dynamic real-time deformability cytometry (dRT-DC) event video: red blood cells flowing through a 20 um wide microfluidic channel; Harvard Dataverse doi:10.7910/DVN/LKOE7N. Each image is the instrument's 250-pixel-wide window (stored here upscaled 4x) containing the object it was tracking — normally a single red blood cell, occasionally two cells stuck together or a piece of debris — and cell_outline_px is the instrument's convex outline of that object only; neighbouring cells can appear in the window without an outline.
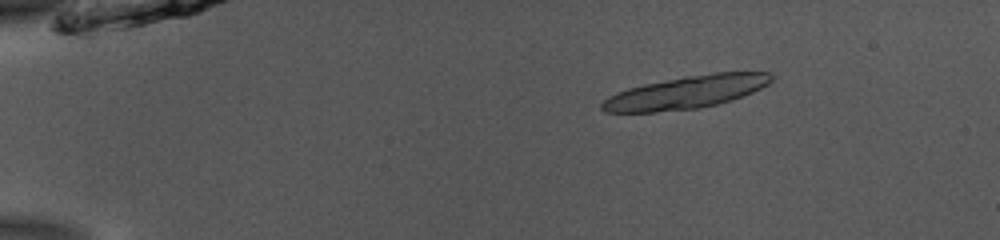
{"species": "common noctule bat (a hibernating species)", "species_latin": "Nyctalus noctula", "temperature_condition": "room temperature", "stored_images_in_passage": 23, "camera_frame_rate_fps": 3000, "um_per_image_px": 0.085, "animal": {"sex": "male", "body_mass_g": 13.0, "forearm_length_mm": 53.1}, "frame": {"image": 1, "passage_image": 4, "time_ms": 1.0, "image_size_px": [1000, 240], "cell_outline_px": [[772, 80], [768, 84], [752, 92], [732, 100], [700, 108], [656, 112], [604, 112], [600, 108], [600, 104], [604, 100], [628, 88], [644, 84], [684, 76], [712, 72], [768, 72], [772, 76]], "centroid_in_image_um": [58.34, 7.84], "position_along_channel_um": 26.7, "area_um2": 32.14}}